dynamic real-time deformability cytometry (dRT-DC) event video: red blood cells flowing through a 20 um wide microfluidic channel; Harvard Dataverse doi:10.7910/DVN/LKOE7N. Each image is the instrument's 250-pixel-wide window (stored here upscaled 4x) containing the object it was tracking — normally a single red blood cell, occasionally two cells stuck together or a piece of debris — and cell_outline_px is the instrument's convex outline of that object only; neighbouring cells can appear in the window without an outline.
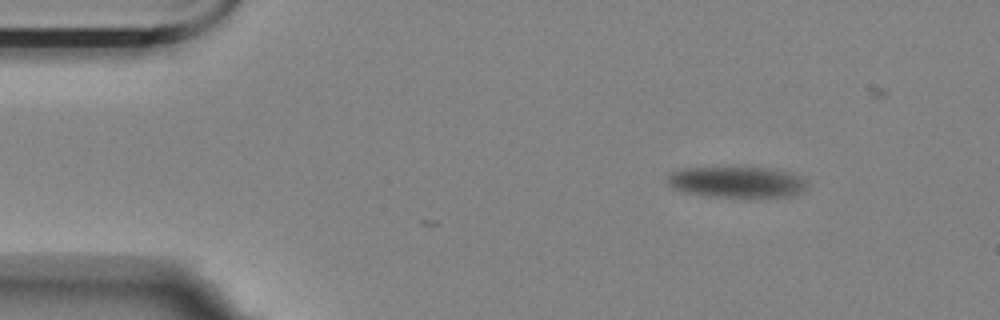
{"species": "Egyptian fruit bat (a non-hibernating species)", "species_latin": "Rousettus aegyptiacus", "temperature_condition": "room temperature", "stored_images_in_passage": 59, "segment_of_instrument_passage": [1, 2], "camera_frame_rate_fps": 3000, "um_per_image_px": 0.085, "animal": {"sex": "female"}, "frame": {"image": 1, "passage_image": 1, "time_ms": 0.0, "image_size_px": [1000, 320], "cell_outline_px": [[804, 192], [792, 196], [716, 196], [684, 192], [672, 188], [668, 184], [668, 176], [672, 172], [680, 168], [760, 168], [784, 172], [796, 176], [804, 180]], "centroid_in_image_um": [62.55, 15.48], "position_along_channel_um": 22.5, "area_um2": 24.33}}
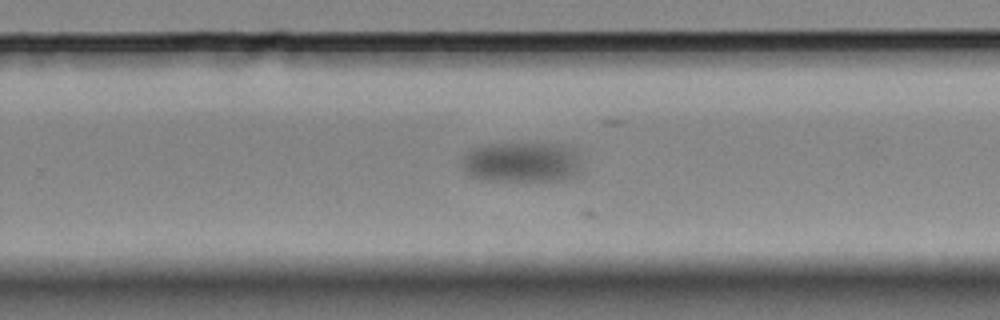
{"frame": {"image": 2, "passage_image": 34, "time_ms": 11.0, "image_size_px": [1000, 320], "cell_outline_px": [[580, 172], [564, 180], [536, 184], [488, 180], [472, 176], [464, 168], [464, 160], [468, 152], [484, 144], [564, 144], [580, 160]], "centroid_in_image_um": [44.41, 13.85], "position_along_channel_um": 285.4, "area_um2": 28.38}}
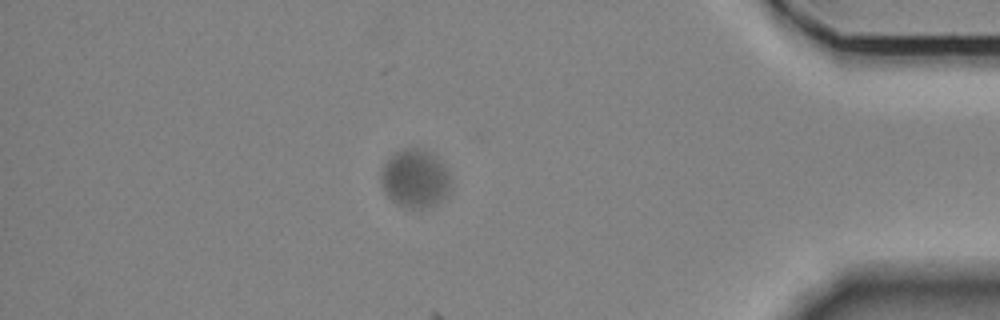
{"frame": {"image": 3, "passage_image": 49, "time_ms": 16.0, "image_size_px": [1000, 320], "cell_outline_px": [[448, 196], [444, 200], [436, 204], [424, 208], [408, 208], [396, 204], [388, 196], [380, 184], [380, 176], [384, 164], [396, 152], [408, 148], [420, 148], [432, 152], [440, 160], [448, 172]], "centroid_in_image_um": [35.27, 15.19], "position_along_channel_um": 399.9, "area_um2": 23.64}}